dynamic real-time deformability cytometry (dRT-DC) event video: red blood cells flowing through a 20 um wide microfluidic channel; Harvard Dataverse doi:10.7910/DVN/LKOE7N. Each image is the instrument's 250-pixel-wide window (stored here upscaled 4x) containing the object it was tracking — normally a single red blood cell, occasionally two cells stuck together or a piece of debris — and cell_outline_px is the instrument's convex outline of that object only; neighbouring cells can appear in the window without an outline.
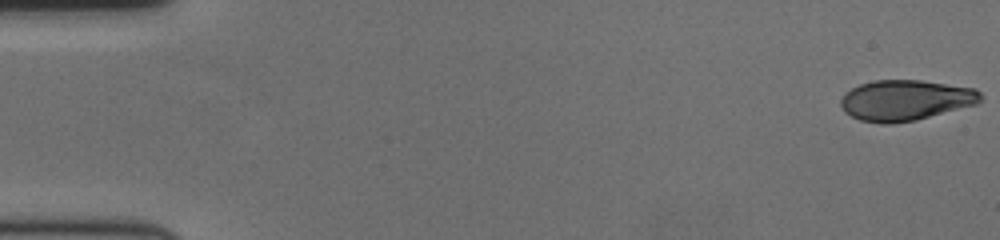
{"species": "human", "species_latin": "Homo sapiens", "temperature_condition": "cold", "stored_images_in_passage": 59, "camera_frame_rate_fps": 3000, "um_per_image_px": 0.085, "donor": {"sex": "female"}, "frame": {"image": 1, "passage_image": 1, "time_ms": 0.0, "image_size_px": [1000, 240], "cell_outline_px": [[984, 96], [976, 104], [916, 120], [892, 124], [880, 124], [860, 120], [844, 112], [840, 104], [840, 100], [844, 92], [860, 84], [872, 80], [920, 80], [976, 88]], "centroid_in_image_um": [76.94, 8.52], "position_along_channel_um": 8.1, "area_um2": 33.29}}
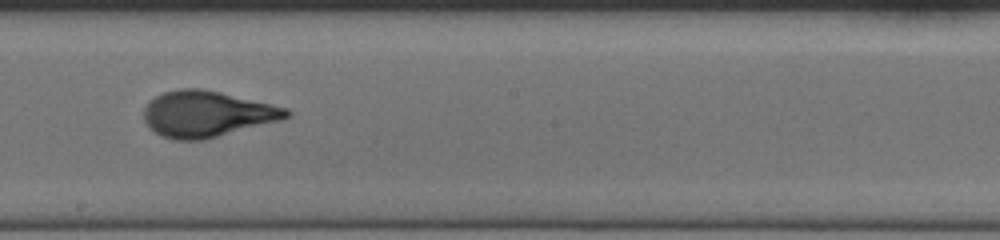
{"frame": {"image": 2, "passage_image": 34, "time_ms": 11.0, "image_size_px": [1000, 240], "cell_outline_px": [[292, 116], [280, 120], [204, 140], [172, 140], [156, 132], [144, 120], [144, 108], [156, 96], [164, 92], [180, 88], [200, 88], [220, 92], [272, 104], [288, 108], [292, 112]], "centroid_in_image_um": [17.62, 9.68], "position_along_channel_um": 230.6, "area_um2": 37.97}}
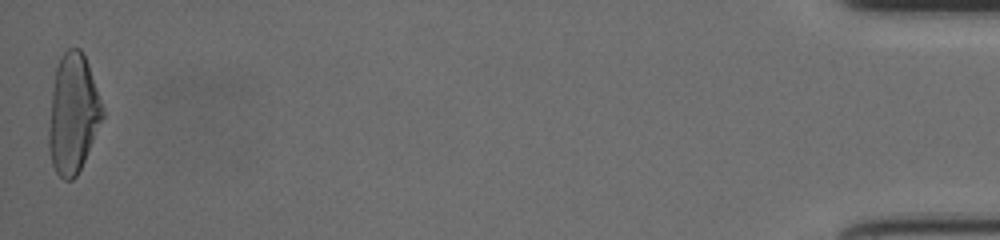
{"frame": {"image": 3, "passage_image": 59, "time_ms": 19.333, "image_size_px": [1000, 240], "cell_outline_px": [[104, 116], [84, 160], [76, 176], [72, 180], [64, 180], [56, 172], [52, 164], [48, 148], [48, 128], [52, 92], [56, 68], [60, 56], [68, 48], [80, 48], [88, 64], [104, 108]], "centroid_in_image_um": [6.2, 9.67], "position_along_channel_um": 429.0, "area_um2": 37.11}, "authors_computed_cell_mechanics": {"area_um2": 36.4718, "velocity_mm_per_s": 3.5416, "shape_relaxation_time_tau1_ms": 4.637, "shape_relaxation_time_tau2_ms": null, "deformation_change_tau1": 0.21, "deformation_change_tau2": null}}